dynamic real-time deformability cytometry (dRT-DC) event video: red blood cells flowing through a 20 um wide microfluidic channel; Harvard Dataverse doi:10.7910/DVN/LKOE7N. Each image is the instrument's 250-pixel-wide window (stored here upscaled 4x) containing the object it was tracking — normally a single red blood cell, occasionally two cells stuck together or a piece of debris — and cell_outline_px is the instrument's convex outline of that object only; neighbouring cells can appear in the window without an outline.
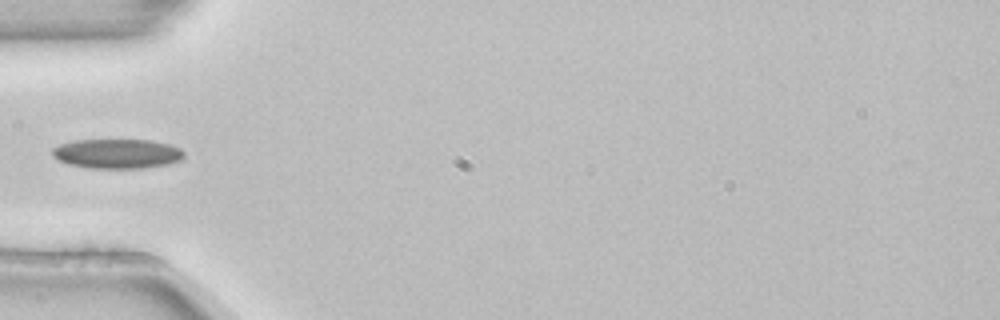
{"species": "common noctule bat (a hibernating species)", "species_latin": "Nyctalus noctula", "temperature_condition": "room temperature", "stored_images_in_passage": 4, "camera_frame_rate_fps": 3000, "um_per_image_px": 0.085, "animal": {"sex": "female", "body_mass_g": 22.7, "forearm_length_mm": 54.2}, "frame": {"image": 1, "passage_image": 2, "time_ms": 0.333, "image_size_px": [1000, 320], "cell_outline_px": [[184, 156], [180, 160], [168, 164], [144, 168], [92, 168], [68, 164], [52, 156], [52, 148], [60, 144], [76, 140], [152, 140], [168, 144], [180, 148], [184, 152]], "centroid_in_image_um": [9.96, 13.06], "position_along_channel_um": 75.0, "area_um2": 22.66}}